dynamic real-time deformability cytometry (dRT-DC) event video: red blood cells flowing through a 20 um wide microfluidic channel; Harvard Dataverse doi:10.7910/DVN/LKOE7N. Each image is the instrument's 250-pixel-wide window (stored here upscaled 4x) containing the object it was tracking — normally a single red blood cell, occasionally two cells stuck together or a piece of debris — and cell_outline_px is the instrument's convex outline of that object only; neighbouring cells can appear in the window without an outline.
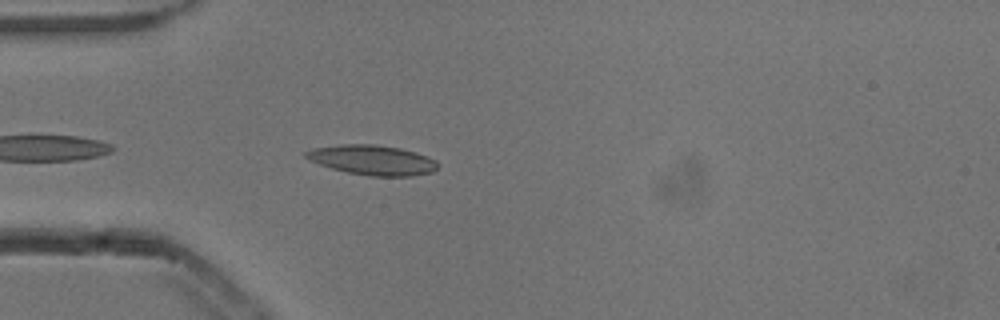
{"species": "common noctule bat (a hibernating species)", "species_latin": "Nyctalus noctula", "temperature_condition": "cold", "stored_images_in_passage": 27, "camera_frame_rate_fps": 3000, "um_per_image_px": 0.085, "animal": {"sex": "male", "body_mass_g": 13.3}, "frame": {"image": 1, "passage_image": 4, "time_ms": 1.0, "image_size_px": [1000, 320], "cell_outline_px": [[440, 164], [432, 172], [412, 176], [368, 176], [348, 172], [332, 168], [308, 160], [304, 156], [304, 152], [312, 148], [340, 144], [372, 144], [400, 148], [416, 152], [428, 156], [436, 160]], "centroid_in_image_um": [31.66, 13.6], "position_along_channel_um": 53.3, "area_um2": 23.06}}
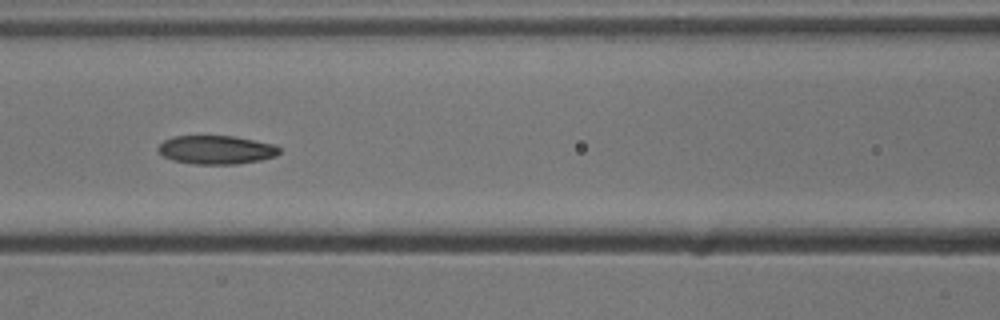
{"frame": {"image": 2, "passage_image": 12, "time_ms": 3.667, "image_size_px": [1000, 320], "cell_outline_px": [[280, 152], [276, 156], [260, 160], [236, 164], [196, 164], [172, 160], [164, 156], [156, 148], [164, 140], [172, 136], [232, 136], [272, 144], [280, 148]], "centroid_in_image_um": [18.36, 12.73], "position_along_channel_um": 148.2, "area_um2": 20.06}}
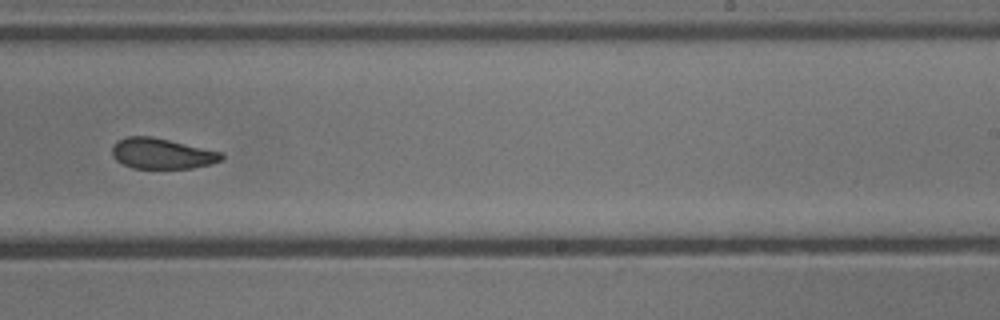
{"frame": {"image": 3, "passage_image": 22, "time_ms": 7.0, "image_size_px": [1000, 320], "cell_outline_px": [[224, 160], [212, 164], [192, 168], [132, 168], [116, 160], [112, 156], [112, 148], [116, 140], [128, 136], [152, 136], [220, 152], [224, 156]], "centroid_in_image_um": [13.75, 13.05], "position_along_channel_um": 275.3, "area_um2": 19.48}}